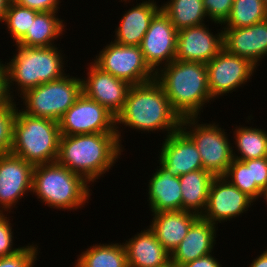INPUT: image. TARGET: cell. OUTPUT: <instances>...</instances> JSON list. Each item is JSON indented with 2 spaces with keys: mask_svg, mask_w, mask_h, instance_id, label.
<instances>
[{
  "mask_svg": "<svg viewBox=\"0 0 267 267\" xmlns=\"http://www.w3.org/2000/svg\"><path fill=\"white\" fill-rule=\"evenodd\" d=\"M16 4L38 12H58L60 0H13Z\"/></svg>",
  "mask_w": 267,
  "mask_h": 267,
  "instance_id": "cell-37",
  "label": "cell"
},
{
  "mask_svg": "<svg viewBox=\"0 0 267 267\" xmlns=\"http://www.w3.org/2000/svg\"><path fill=\"white\" fill-rule=\"evenodd\" d=\"M249 265V267H267V249L260 255H257Z\"/></svg>",
  "mask_w": 267,
  "mask_h": 267,
  "instance_id": "cell-40",
  "label": "cell"
},
{
  "mask_svg": "<svg viewBox=\"0 0 267 267\" xmlns=\"http://www.w3.org/2000/svg\"><path fill=\"white\" fill-rule=\"evenodd\" d=\"M217 230L216 225L199 217L171 253V261L182 267L188 262L211 254L216 244Z\"/></svg>",
  "mask_w": 267,
  "mask_h": 267,
  "instance_id": "cell-19",
  "label": "cell"
},
{
  "mask_svg": "<svg viewBox=\"0 0 267 267\" xmlns=\"http://www.w3.org/2000/svg\"><path fill=\"white\" fill-rule=\"evenodd\" d=\"M253 126L235 127L232 146L233 159L248 160L267 157V131ZM235 147V150H234ZM237 152V154H236ZM240 155V156H239Z\"/></svg>",
  "mask_w": 267,
  "mask_h": 267,
  "instance_id": "cell-27",
  "label": "cell"
},
{
  "mask_svg": "<svg viewBox=\"0 0 267 267\" xmlns=\"http://www.w3.org/2000/svg\"><path fill=\"white\" fill-rule=\"evenodd\" d=\"M128 240V241H127ZM123 242L128 267H160L171 261V254L162 246L154 232L146 227Z\"/></svg>",
  "mask_w": 267,
  "mask_h": 267,
  "instance_id": "cell-22",
  "label": "cell"
},
{
  "mask_svg": "<svg viewBox=\"0 0 267 267\" xmlns=\"http://www.w3.org/2000/svg\"><path fill=\"white\" fill-rule=\"evenodd\" d=\"M86 69L87 77L81 79L83 94L101 104L116 117L132 85L102 71L93 62H90Z\"/></svg>",
  "mask_w": 267,
  "mask_h": 267,
  "instance_id": "cell-15",
  "label": "cell"
},
{
  "mask_svg": "<svg viewBox=\"0 0 267 267\" xmlns=\"http://www.w3.org/2000/svg\"><path fill=\"white\" fill-rule=\"evenodd\" d=\"M13 46L16 47L15 55L4 64L7 72L8 92L13 100L16 99L14 97L16 94L22 95L31 88L61 79L67 74L64 71L67 57L57 45L37 48ZM14 88H16L15 92L17 91L15 95Z\"/></svg>",
  "mask_w": 267,
  "mask_h": 267,
  "instance_id": "cell-4",
  "label": "cell"
},
{
  "mask_svg": "<svg viewBox=\"0 0 267 267\" xmlns=\"http://www.w3.org/2000/svg\"><path fill=\"white\" fill-rule=\"evenodd\" d=\"M213 253L184 264L182 267H222Z\"/></svg>",
  "mask_w": 267,
  "mask_h": 267,
  "instance_id": "cell-39",
  "label": "cell"
},
{
  "mask_svg": "<svg viewBox=\"0 0 267 267\" xmlns=\"http://www.w3.org/2000/svg\"><path fill=\"white\" fill-rule=\"evenodd\" d=\"M0 109V155L10 153L13 142V126L16 118V101Z\"/></svg>",
  "mask_w": 267,
  "mask_h": 267,
  "instance_id": "cell-32",
  "label": "cell"
},
{
  "mask_svg": "<svg viewBox=\"0 0 267 267\" xmlns=\"http://www.w3.org/2000/svg\"><path fill=\"white\" fill-rule=\"evenodd\" d=\"M122 147L117 133L61 135L57 162L93 184L115 166Z\"/></svg>",
  "mask_w": 267,
  "mask_h": 267,
  "instance_id": "cell-2",
  "label": "cell"
},
{
  "mask_svg": "<svg viewBox=\"0 0 267 267\" xmlns=\"http://www.w3.org/2000/svg\"><path fill=\"white\" fill-rule=\"evenodd\" d=\"M207 26L202 24L178 31L175 59L207 64L223 49L222 25L217 34Z\"/></svg>",
  "mask_w": 267,
  "mask_h": 267,
  "instance_id": "cell-16",
  "label": "cell"
},
{
  "mask_svg": "<svg viewBox=\"0 0 267 267\" xmlns=\"http://www.w3.org/2000/svg\"><path fill=\"white\" fill-rule=\"evenodd\" d=\"M177 34L175 26L162 10L151 20L139 47L146 64L154 73L175 60Z\"/></svg>",
  "mask_w": 267,
  "mask_h": 267,
  "instance_id": "cell-12",
  "label": "cell"
},
{
  "mask_svg": "<svg viewBox=\"0 0 267 267\" xmlns=\"http://www.w3.org/2000/svg\"><path fill=\"white\" fill-rule=\"evenodd\" d=\"M94 59L93 63L102 71L132 86L155 79V73L146 64L139 46L121 45L111 40Z\"/></svg>",
  "mask_w": 267,
  "mask_h": 267,
  "instance_id": "cell-9",
  "label": "cell"
},
{
  "mask_svg": "<svg viewBox=\"0 0 267 267\" xmlns=\"http://www.w3.org/2000/svg\"><path fill=\"white\" fill-rule=\"evenodd\" d=\"M252 183L262 190L267 189V157L251 159Z\"/></svg>",
  "mask_w": 267,
  "mask_h": 267,
  "instance_id": "cell-36",
  "label": "cell"
},
{
  "mask_svg": "<svg viewBox=\"0 0 267 267\" xmlns=\"http://www.w3.org/2000/svg\"><path fill=\"white\" fill-rule=\"evenodd\" d=\"M5 213H0V258L11 256L22 249L21 247H14V236L12 231V223H10V218L7 217Z\"/></svg>",
  "mask_w": 267,
  "mask_h": 267,
  "instance_id": "cell-34",
  "label": "cell"
},
{
  "mask_svg": "<svg viewBox=\"0 0 267 267\" xmlns=\"http://www.w3.org/2000/svg\"><path fill=\"white\" fill-rule=\"evenodd\" d=\"M161 10L169 17L177 31L208 21L203 0H168L161 4Z\"/></svg>",
  "mask_w": 267,
  "mask_h": 267,
  "instance_id": "cell-28",
  "label": "cell"
},
{
  "mask_svg": "<svg viewBox=\"0 0 267 267\" xmlns=\"http://www.w3.org/2000/svg\"><path fill=\"white\" fill-rule=\"evenodd\" d=\"M1 60L2 59H0V109L7 107L13 101L8 92L6 67Z\"/></svg>",
  "mask_w": 267,
  "mask_h": 267,
  "instance_id": "cell-38",
  "label": "cell"
},
{
  "mask_svg": "<svg viewBox=\"0 0 267 267\" xmlns=\"http://www.w3.org/2000/svg\"><path fill=\"white\" fill-rule=\"evenodd\" d=\"M253 202L225 177L218 176L211 183L207 205L200 217L214 225L222 224L246 213Z\"/></svg>",
  "mask_w": 267,
  "mask_h": 267,
  "instance_id": "cell-13",
  "label": "cell"
},
{
  "mask_svg": "<svg viewBox=\"0 0 267 267\" xmlns=\"http://www.w3.org/2000/svg\"><path fill=\"white\" fill-rule=\"evenodd\" d=\"M81 77L66 74L63 78L43 83L25 91L21 111L33 116L48 118L59 122L64 113L82 95Z\"/></svg>",
  "mask_w": 267,
  "mask_h": 267,
  "instance_id": "cell-7",
  "label": "cell"
},
{
  "mask_svg": "<svg viewBox=\"0 0 267 267\" xmlns=\"http://www.w3.org/2000/svg\"><path fill=\"white\" fill-rule=\"evenodd\" d=\"M37 13L38 11L20 6L13 1L10 3L2 24L7 26L6 31L11 35L13 44L16 45L30 30Z\"/></svg>",
  "mask_w": 267,
  "mask_h": 267,
  "instance_id": "cell-31",
  "label": "cell"
},
{
  "mask_svg": "<svg viewBox=\"0 0 267 267\" xmlns=\"http://www.w3.org/2000/svg\"><path fill=\"white\" fill-rule=\"evenodd\" d=\"M126 2V3H124V4H127V2L129 3V2H131V0H121V2ZM132 2H133V0H132Z\"/></svg>",
  "mask_w": 267,
  "mask_h": 267,
  "instance_id": "cell-44",
  "label": "cell"
},
{
  "mask_svg": "<svg viewBox=\"0 0 267 267\" xmlns=\"http://www.w3.org/2000/svg\"><path fill=\"white\" fill-rule=\"evenodd\" d=\"M223 48L260 66L267 56V19L249 27L223 28Z\"/></svg>",
  "mask_w": 267,
  "mask_h": 267,
  "instance_id": "cell-18",
  "label": "cell"
},
{
  "mask_svg": "<svg viewBox=\"0 0 267 267\" xmlns=\"http://www.w3.org/2000/svg\"><path fill=\"white\" fill-rule=\"evenodd\" d=\"M74 267H128L124 244L97 243L77 255Z\"/></svg>",
  "mask_w": 267,
  "mask_h": 267,
  "instance_id": "cell-26",
  "label": "cell"
},
{
  "mask_svg": "<svg viewBox=\"0 0 267 267\" xmlns=\"http://www.w3.org/2000/svg\"><path fill=\"white\" fill-rule=\"evenodd\" d=\"M61 135L116 133L115 116L83 93L59 121Z\"/></svg>",
  "mask_w": 267,
  "mask_h": 267,
  "instance_id": "cell-11",
  "label": "cell"
},
{
  "mask_svg": "<svg viewBox=\"0 0 267 267\" xmlns=\"http://www.w3.org/2000/svg\"><path fill=\"white\" fill-rule=\"evenodd\" d=\"M181 120L162 87L154 79L130 87L126 101L115 117V127L119 142L122 143L123 124L128 129H137L136 132L155 133L156 130H162L167 137L181 128Z\"/></svg>",
  "mask_w": 267,
  "mask_h": 267,
  "instance_id": "cell-1",
  "label": "cell"
},
{
  "mask_svg": "<svg viewBox=\"0 0 267 267\" xmlns=\"http://www.w3.org/2000/svg\"><path fill=\"white\" fill-rule=\"evenodd\" d=\"M90 184L83 176L58 162L34 167L32 192L41 203L56 210H77L89 203Z\"/></svg>",
  "mask_w": 267,
  "mask_h": 267,
  "instance_id": "cell-5",
  "label": "cell"
},
{
  "mask_svg": "<svg viewBox=\"0 0 267 267\" xmlns=\"http://www.w3.org/2000/svg\"><path fill=\"white\" fill-rule=\"evenodd\" d=\"M60 138L59 122L30 116L16 107L12 154L33 166L57 162Z\"/></svg>",
  "mask_w": 267,
  "mask_h": 267,
  "instance_id": "cell-6",
  "label": "cell"
},
{
  "mask_svg": "<svg viewBox=\"0 0 267 267\" xmlns=\"http://www.w3.org/2000/svg\"><path fill=\"white\" fill-rule=\"evenodd\" d=\"M206 66L213 100L243 87L257 69L248 59L228 53L224 48Z\"/></svg>",
  "mask_w": 267,
  "mask_h": 267,
  "instance_id": "cell-10",
  "label": "cell"
},
{
  "mask_svg": "<svg viewBox=\"0 0 267 267\" xmlns=\"http://www.w3.org/2000/svg\"><path fill=\"white\" fill-rule=\"evenodd\" d=\"M12 1L13 0H0V22L1 23L3 22V19L8 10V7Z\"/></svg>",
  "mask_w": 267,
  "mask_h": 267,
  "instance_id": "cell-41",
  "label": "cell"
},
{
  "mask_svg": "<svg viewBox=\"0 0 267 267\" xmlns=\"http://www.w3.org/2000/svg\"><path fill=\"white\" fill-rule=\"evenodd\" d=\"M261 198H264V202H266L267 205V189L265 191L262 192Z\"/></svg>",
  "mask_w": 267,
  "mask_h": 267,
  "instance_id": "cell-43",
  "label": "cell"
},
{
  "mask_svg": "<svg viewBox=\"0 0 267 267\" xmlns=\"http://www.w3.org/2000/svg\"><path fill=\"white\" fill-rule=\"evenodd\" d=\"M234 0H203L207 17L214 24H223L229 17Z\"/></svg>",
  "mask_w": 267,
  "mask_h": 267,
  "instance_id": "cell-35",
  "label": "cell"
},
{
  "mask_svg": "<svg viewBox=\"0 0 267 267\" xmlns=\"http://www.w3.org/2000/svg\"><path fill=\"white\" fill-rule=\"evenodd\" d=\"M264 6L267 8V0H263Z\"/></svg>",
  "mask_w": 267,
  "mask_h": 267,
  "instance_id": "cell-45",
  "label": "cell"
},
{
  "mask_svg": "<svg viewBox=\"0 0 267 267\" xmlns=\"http://www.w3.org/2000/svg\"><path fill=\"white\" fill-rule=\"evenodd\" d=\"M267 19L263 0H234L223 28L249 27Z\"/></svg>",
  "mask_w": 267,
  "mask_h": 267,
  "instance_id": "cell-29",
  "label": "cell"
},
{
  "mask_svg": "<svg viewBox=\"0 0 267 267\" xmlns=\"http://www.w3.org/2000/svg\"><path fill=\"white\" fill-rule=\"evenodd\" d=\"M148 226L162 246L171 254L186 236L191 225L200 217L190 211L152 213Z\"/></svg>",
  "mask_w": 267,
  "mask_h": 267,
  "instance_id": "cell-23",
  "label": "cell"
},
{
  "mask_svg": "<svg viewBox=\"0 0 267 267\" xmlns=\"http://www.w3.org/2000/svg\"><path fill=\"white\" fill-rule=\"evenodd\" d=\"M136 6L125 11L119 25L115 29L114 43L121 45L140 46L151 20L161 10L156 0H141Z\"/></svg>",
  "mask_w": 267,
  "mask_h": 267,
  "instance_id": "cell-20",
  "label": "cell"
},
{
  "mask_svg": "<svg viewBox=\"0 0 267 267\" xmlns=\"http://www.w3.org/2000/svg\"><path fill=\"white\" fill-rule=\"evenodd\" d=\"M160 267H180V266L175 264L173 261H169L168 263H166L165 265L160 266Z\"/></svg>",
  "mask_w": 267,
  "mask_h": 267,
  "instance_id": "cell-42",
  "label": "cell"
},
{
  "mask_svg": "<svg viewBox=\"0 0 267 267\" xmlns=\"http://www.w3.org/2000/svg\"><path fill=\"white\" fill-rule=\"evenodd\" d=\"M199 119V120H198ZM200 117L181 120V129L196 144L203 169L215 177L224 176L233 160L232 143L219 123L200 122ZM223 129V130H222Z\"/></svg>",
  "mask_w": 267,
  "mask_h": 267,
  "instance_id": "cell-8",
  "label": "cell"
},
{
  "mask_svg": "<svg viewBox=\"0 0 267 267\" xmlns=\"http://www.w3.org/2000/svg\"><path fill=\"white\" fill-rule=\"evenodd\" d=\"M214 178V175L204 169L181 175L179 180L182 210L201 216L206 208L210 186Z\"/></svg>",
  "mask_w": 267,
  "mask_h": 267,
  "instance_id": "cell-25",
  "label": "cell"
},
{
  "mask_svg": "<svg viewBox=\"0 0 267 267\" xmlns=\"http://www.w3.org/2000/svg\"><path fill=\"white\" fill-rule=\"evenodd\" d=\"M58 12H38L32 20L30 30L16 44L28 48L52 47L57 44L56 39L62 36L65 30V21L59 18ZM55 40V41H54Z\"/></svg>",
  "mask_w": 267,
  "mask_h": 267,
  "instance_id": "cell-24",
  "label": "cell"
},
{
  "mask_svg": "<svg viewBox=\"0 0 267 267\" xmlns=\"http://www.w3.org/2000/svg\"><path fill=\"white\" fill-rule=\"evenodd\" d=\"M223 177L241 192L246 193L255 202L259 197V199H261L263 191L256 185V183H252L251 159H233Z\"/></svg>",
  "mask_w": 267,
  "mask_h": 267,
  "instance_id": "cell-30",
  "label": "cell"
},
{
  "mask_svg": "<svg viewBox=\"0 0 267 267\" xmlns=\"http://www.w3.org/2000/svg\"><path fill=\"white\" fill-rule=\"evenodd\" d=\"M34 167L11 152L0 155V213L10 214L20 199L32 193Z\"/></svg>",
  "mask_w": 267,
  "mask_h": 267,
  "instance_id": "cell-14",
  "label": "cell"
},
{
  "mask_svg": "<svg viewBox=\"0 0 267 267\" xmlns=\"http://www.w3.org/2000/svg\"><path fill=\"white\" fill-rule=\"evenodd\" d=\"M159 165L148 181L149 208L152 213L182 211L179 177Z\"/></svg>",
  "mask_w": 267,
  "mask_h": 267,
  "instance_id": "cell-21",
  "label": "cell"
},
{
  "mask_svg": "<svg viewBox=\"0 0 267 267\" xmlns=\"http://www.w3.org/2000/svg\"><path fill=\"white\" fill-rule=\"evenodd\" d=\"M161 147L157 161L174 176L203 169L196 144L181 128L168 135Z\"/></svg>",
  "mask_w": 267,
  "mask_h": 267,
  "instance_id": "cell-17",
  "label": "cell"
},
{
  "mask_svg": "<svg viewBox=\"0 0 267 267\" xmlns=\"http://www.w3.org/2000/svg\"><path fill=\"white\" fill-rule=\"evenodd\" d=\"M38 248L34 243L23 246L17 253L0 258V267H34L38 260Z\"/></svg>",
  "mask_w": 267,
  "mask_h": 267,
  "instance_id": "cell-33",
  "label": "cell"
},
{
  "mask_svg": "<svg viewBox=\"0 0 267 267\" xmlns=\"http://www.w3.org/2000/svg\"><path fill=\"white\" fill-rule=\"evenodd\" d=\"M155 80L181 119L198 115L200 117L205 104L214 102L208 86L207 66L204 63L175 59L155 73Z\"/></svg>",
  "mask_w": 267,
  "mask_h": 267,
  "instance_id": "cell-3",
  "label": "cell"
}]
</instances>
